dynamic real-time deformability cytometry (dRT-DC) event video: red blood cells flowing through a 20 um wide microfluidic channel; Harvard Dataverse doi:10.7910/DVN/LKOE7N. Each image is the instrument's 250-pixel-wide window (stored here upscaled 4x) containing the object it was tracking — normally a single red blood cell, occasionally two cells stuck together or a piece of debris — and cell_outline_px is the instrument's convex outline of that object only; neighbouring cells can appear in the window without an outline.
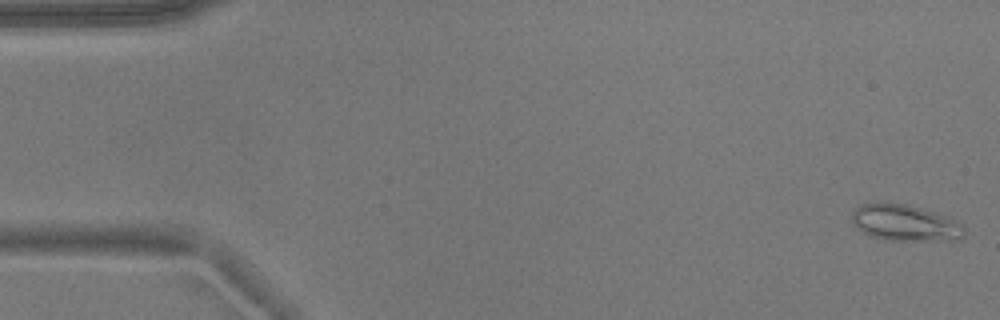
{"species": "common noctule bat (a hibernating species)", "species_latin": "Nyctalus noctula", "temperature_condition": "warm", "stored_images_in_passage": 11, "camera_frame_rate_fps": 3000, "um_per_image_px": 0.085, "animal": {"sex": "male", "body_mass_g": 17.9}, "frame": {"image": 1, "passage_image": 1, "time_ms": 0.0, "image_size_px": [1000, 320], "cell_outline_px": [[964, 236], [960, 240], [884, 240], [872, 236], [864, 232], [852, 220], [852, 208], [860, 204], [884, 200], [908, 204], [948, 216], [964, 224]], "centroid_in_image_um": [76.94, 18.9], "position_along_channel_um": 8.1, "area_um2": 24.33}}